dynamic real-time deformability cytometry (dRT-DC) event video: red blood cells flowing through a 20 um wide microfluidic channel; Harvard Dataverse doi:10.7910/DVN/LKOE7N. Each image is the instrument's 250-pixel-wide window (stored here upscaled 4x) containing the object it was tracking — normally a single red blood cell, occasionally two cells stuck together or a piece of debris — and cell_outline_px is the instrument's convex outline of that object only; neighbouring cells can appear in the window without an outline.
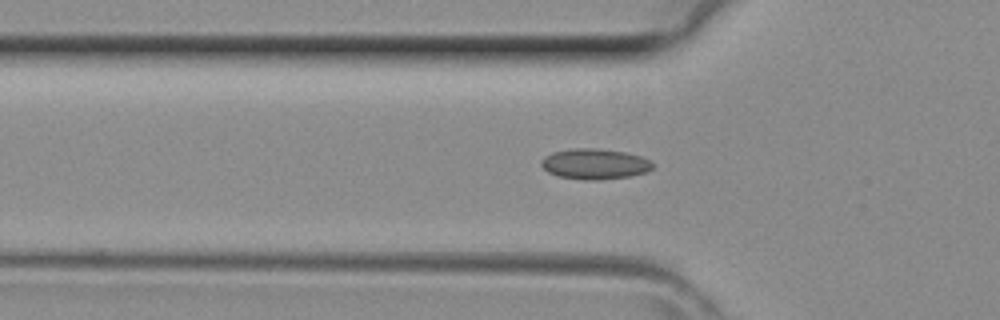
{"species": "common noctule bat (a hibernating species)", "species_latin": "Nyctalus noctula", "temperature_condition": "room temperature", "stored_images_in_passage": 31, "camera_frame_rate_fps": 3000, "um_per_image_px": 0.085, "animal": {"sex": "female", "body_mass_g": 29.2, "forearm_length_mm": 56.3}, "frame": {"image": 1, "passage_image": 5, "time_ms": 1.333, "image_size_px": [1000, 320], "cell_outline_px": [[652, 168], [648, 172], [628, 176], [600, 180], [584, 180], [556, 176], [548, 172], [540, 164], [540, 160], [544, 156], [552, 152], [576, 148], [592, 148], [624, 152], [640, 156], [652, 160]], "centroid_in_image_um": [50.53, 13.94], "position_along_channel_um": 75.3, "area_um2": 19.88}}
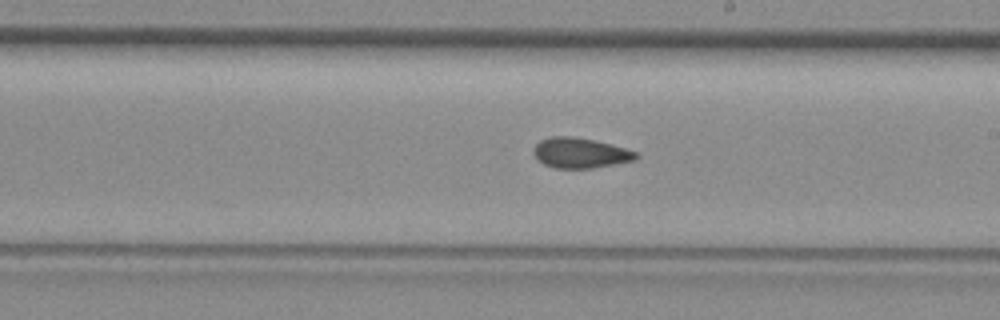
{"frame": {"image": 2, "passage_image": 15, "time_ms": 4.667, "image_size_px": [1000, 320], "cell_outline_px": [[640, 156], [636, 160], [616, 164], [592, 168], [552, 168], [544, 164], [532, 152], [536, 144], [540, 140], [552, 136], [568, 136], [592, 140], [624, 148], [636, 152]], "centroid_in_image_um": [49.32, 13.01], "position_along_channel_um": 239.7, "area_um2": 17.86}}
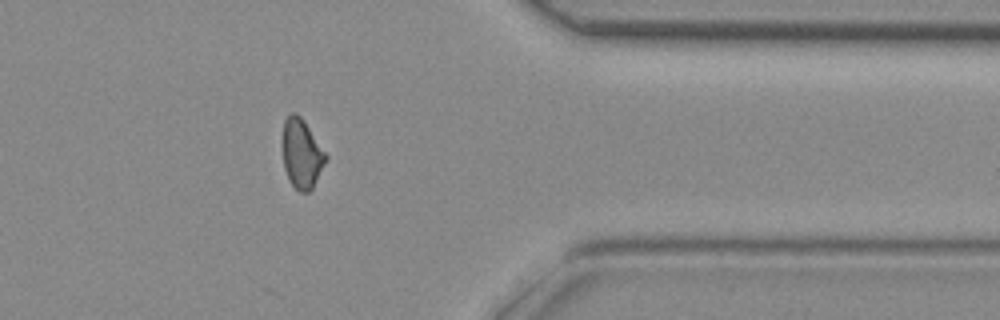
{"frame": {"image": 3, "passage_image": 25, "time_ms": 8.0, "image_size_px": [1000, 320], "cell_outline_px": [[328, 160], [312, 188], [308, 192], [300, 192], [288, 180], [284, 168], [280, 144], [284, 120], [292, 112], [300, 116], [328, 156]], "centroid_in_image_um": [25.61, 13.08], "position_along_channel_um": 385.8, "area_um2": 17.74}}